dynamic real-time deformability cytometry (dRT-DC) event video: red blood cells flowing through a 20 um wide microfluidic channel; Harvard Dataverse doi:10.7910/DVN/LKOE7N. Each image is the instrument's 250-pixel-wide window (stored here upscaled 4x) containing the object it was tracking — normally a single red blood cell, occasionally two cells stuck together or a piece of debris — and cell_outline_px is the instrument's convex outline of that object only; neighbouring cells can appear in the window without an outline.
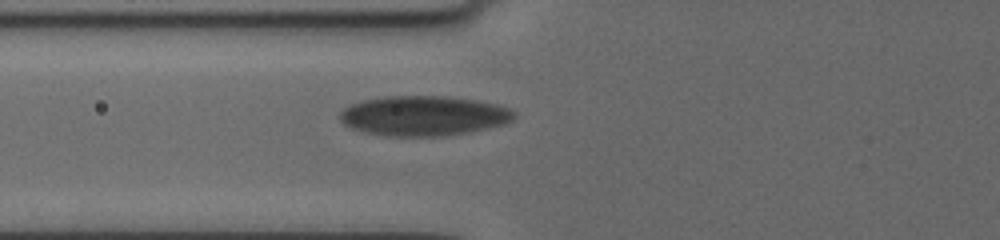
{"species": "human", "species_latin": "Homo sapiens", "temperature_condition": "cold", "stored_images_in_passage": 3, "camera_frame_rate_fps": 3000, "um_per_image_px": 0.085, "donor": {"sex": "female"}, "frame": {"image": 1, "passage_image": 3, "time_ms": 2.0, "image_size_px": [1000, 240], "cell_outline_px": [[516, 116], [512, 120], [504, 124], [472, 132], [440, 136], [388, 136], [368, 132], [352, 128], [344, 124], [340, 120], [340, 112], [344, 108], [352, 104], [364, 100], [384, 96], [444, 96], [476, 100], [496, 104], [508, 108], [516, 112]], "centroid_in_image_um": [36.04, 9.84], "position_along_channel_um": 89.8, "area_um2": 40.46}}